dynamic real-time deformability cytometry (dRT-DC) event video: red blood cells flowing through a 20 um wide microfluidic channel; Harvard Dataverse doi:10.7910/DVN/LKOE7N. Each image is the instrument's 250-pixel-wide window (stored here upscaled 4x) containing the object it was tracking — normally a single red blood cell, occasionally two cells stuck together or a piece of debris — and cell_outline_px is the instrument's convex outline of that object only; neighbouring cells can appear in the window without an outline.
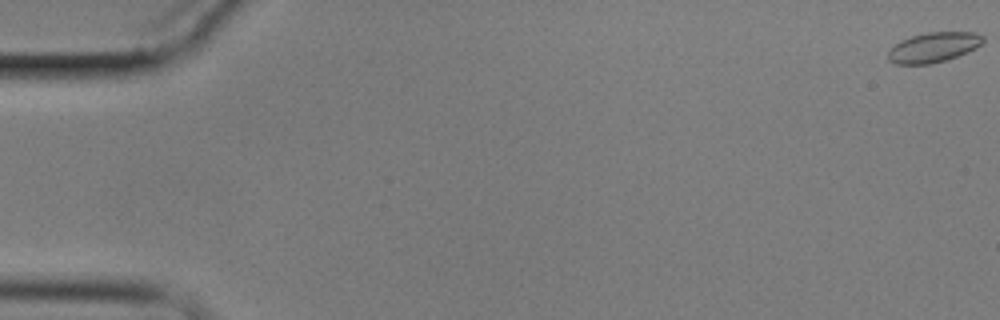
{"species": "common noctule bat (a hibernating species)", "species_latin": "Nyctalus noctula", "temperature_condition": "cold", "stored_images_in_passage": 8, "camera_frame_rate_fps": 3000, "um_per_image_px": 0.085, "animal": {"sex": "male", "body_mass_g": 17.9}, "frame": {"image": 1, "passage_image": 1, "time_ms": 0.0, "image_size_px": [1000, 320], "cell_outline_px": [[984, 40], [976, 48], [956, 56], [932, 64], [896, 64], [888, 60], [888, 52], [896, 44], [912, 36], [928, 32], [976, 32], [984, 36]], "centroid_in_image_um": [79.37, 4.02], "position_along_channel_um": 5.6, "area_um2": 16.3}}
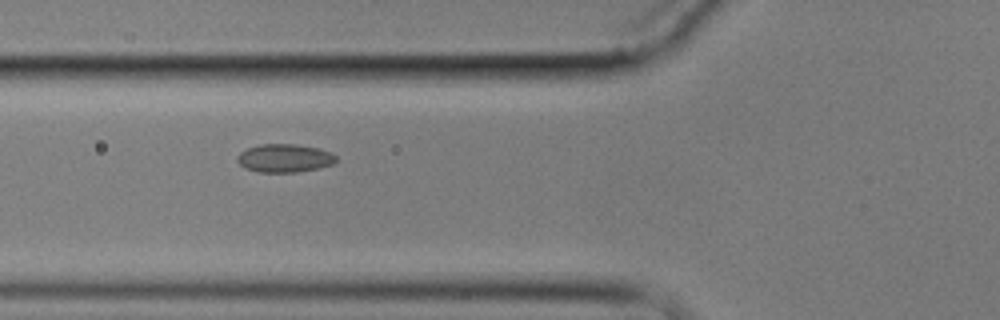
{"frame": {"image": 2, "passage_image": 6, "time_ms": 7.333, "image_size_px": [1000, 320], "cell_outline_px": [[336, 160], [332, 164], [320, 168], [296, 172], [256, 172], [244, 168], [236, 160], [236, 156], [240, 152], [248, 148], [260, 144], [296, 144], [316, 148], [332, 152], [336, 156]], "centroid_in_image_um": [24.16, 13.45], "position_along_channel_um": 101.6, "area_um2": 16.36}}
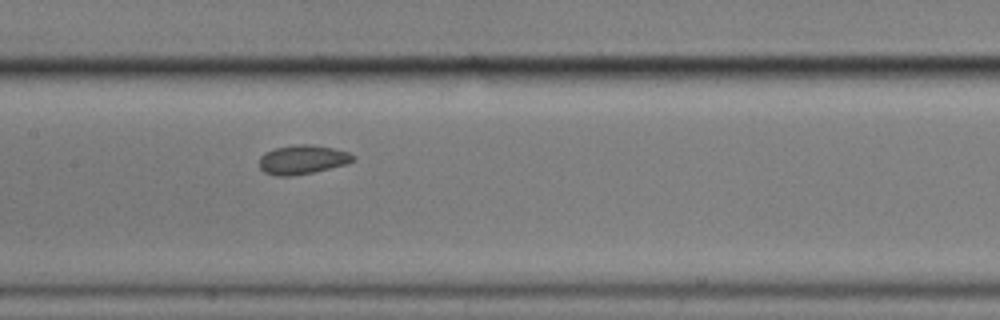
{"frame": {"image": 3, "passage_image": 8, "time_ms": 9.667, "image_size_px": [1000, 320], "cell_outline_px": [[356, 160], [348, 164], [312, 172], [292, 176], [276, 176], [264, 172], [260, 168], [260, 156], [264, 152], [276, 148], [296, 144], [312, 144], [332, 148], [348, 152], [356, 156]], "centroid_in_image_um": [25.73, 13.56], "position_along_channel_um": 181.7, "area_um2": 16.01}}